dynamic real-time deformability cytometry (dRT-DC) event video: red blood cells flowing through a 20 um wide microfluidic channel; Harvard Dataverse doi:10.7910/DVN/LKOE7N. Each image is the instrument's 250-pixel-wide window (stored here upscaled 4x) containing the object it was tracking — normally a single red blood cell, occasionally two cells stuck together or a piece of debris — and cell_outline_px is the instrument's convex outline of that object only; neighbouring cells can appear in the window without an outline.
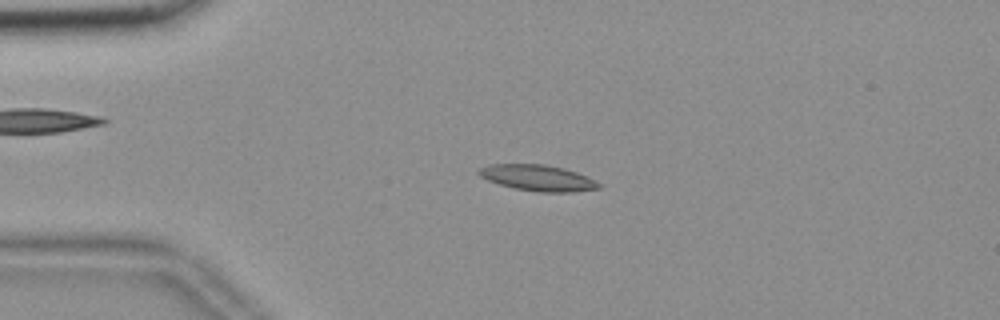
{"species": "common noctule bat (a hibernating species)", "species_latin": "Nyctalus noctula", "temperature_condition": "room temperature", "stored_images_in_passage": 54, "camera_frame_rate_fps": 3000, "um_per_image_px": 0.085, "animal": {"sex": "female", "body_mass_g": 18.4}, "frame": {"image": 1, "passage_image": 12, "time_ms": 3.667, "image_size_px": [1000, 320], "cell_outline_px": [[600, 188], [572, 192], [536, 192], [516, 188], [500, 184], [488, 180], [480, 176], [476, 172], [480, 168], [488, 164], [544, 164], [564, 168], [576, 172], [596, 180], [600, 184]], "centroid_in_image_um": [45.71, 15.11], "position_along_channel_um": 39.3, "area_um2": 18.15}}
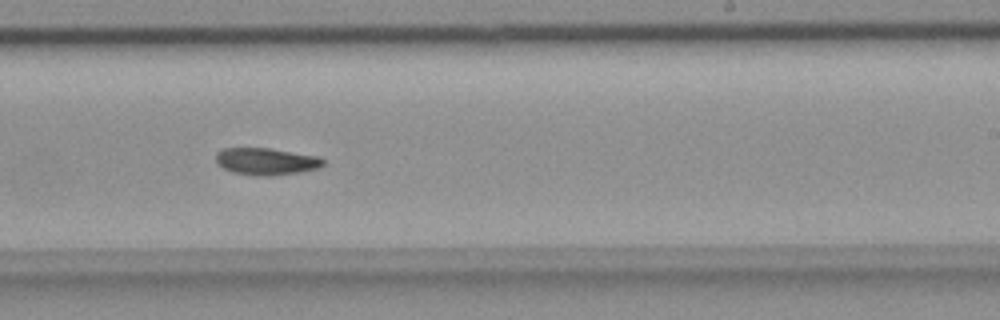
{"frame": {"image": 2, "passage_image": 33, "time_ms": 10.667, "image_size_px": [1000, 320], "cell_outline_px": [[324, 164], [320, 168], [300, 172], [272, 176], [260, 176], [232, 172], [216, 164], [216, 152], [224, 148], [268, 148], [316, 156], [324, 160]], "centroid_in_image_um": [22.61, 13.73], "position_along_channel_um": 266.4, "area_um2": 16.88}}
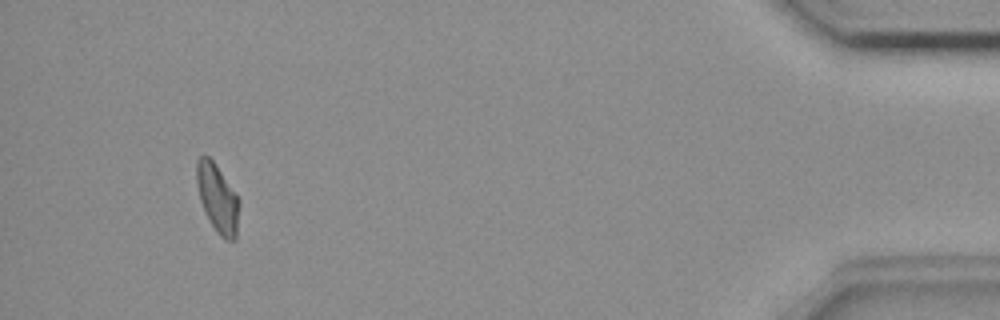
{"frame": {"image": 3, "passage_image": 51, "time_ms": 16.667, "image_size_px": [1000, 320], "cell_outline_px": [[240, 204], [236, 240], [228, 240], [220, 236], [216, 232], [200, 200], [196, 180], [196, 160], [200, 156], [208, 156], [216, 164], [236, 192], [240, 200]], "centroid_in_image_um": [18.52, 16.84], "position_along_channel_um": 416.7, "area_um2": 17.05}}